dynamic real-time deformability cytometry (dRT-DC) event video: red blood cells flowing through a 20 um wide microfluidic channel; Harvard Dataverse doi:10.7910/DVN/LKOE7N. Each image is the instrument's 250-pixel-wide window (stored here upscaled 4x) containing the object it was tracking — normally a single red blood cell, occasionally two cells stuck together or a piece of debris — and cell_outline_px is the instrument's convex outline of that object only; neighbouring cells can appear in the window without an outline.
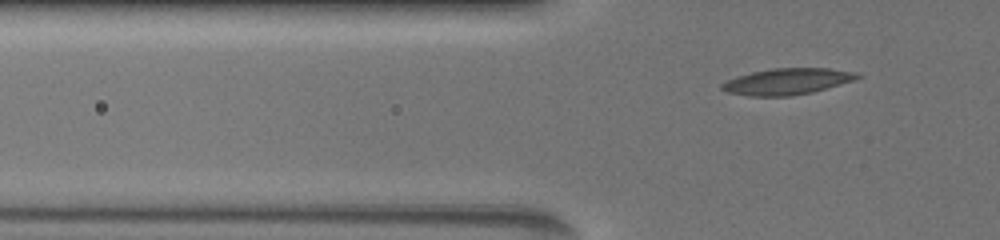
{"species": "common noctule bat (a hibernating species)", "species_latin": "Nyctalus noctula", "temperature_condition": "warm", "stored_images_in_passage": 32, "camera_frame_rate_fps": 3000, "um_per_image_px": 0.085, "animal": {"sex": "female", "body_mass_g": 19.5, "forearm_length_mm": 54.1}, "frame": {"image": 1, "passage_image": 5, "time_ms": 1.333, "image_size_px": [1000, 240], "cell_outline_px": [[860, 76], [852, 80], [812, 92], [792, 96], [748, 96], [728, 92], [720, 88], [720, 84], [728, 80], [752, 72], [776, 68], [828, 68], [852, 72]], "centroid_in_image_um": [66.84, 6.93], "position_along_channel_um": 59.0, "area_um2": 20.23}}
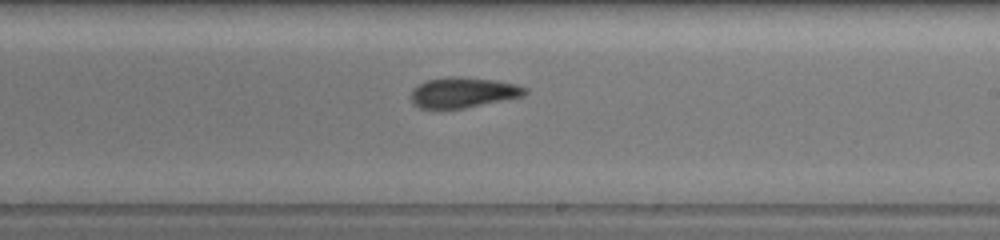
{"frame": {"image": 2, "passage_image": 15, "time_ms": 6.667, "image_size_px": [1000, 240], "cell_outline_px": [[528, 92], [524, 96], [464, 108], [420, 108], [412, 104], [412, 88], [428, 80], [456, 76], [496, 80], [516, 84], [528, 88]], "centroid_in_image_um": [39.4, 7.86], "position_along_channel_um": 249.6, "area_um2": 20.06}}
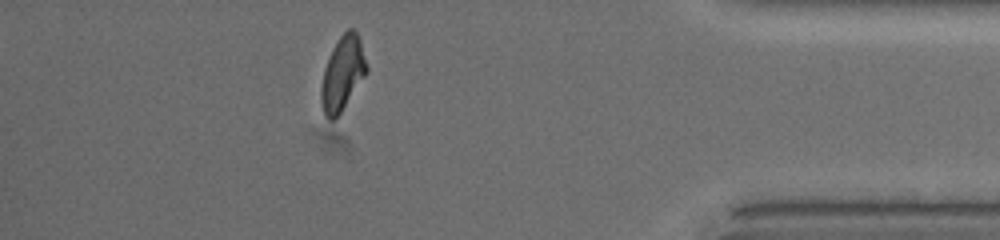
{"frame": {"image": 3, "passage_image": 28, "time_ms": 11.667, "image_size_px": [1000, 240], "cell_outline_px": [[368, 72], [336, 120], [328, 120], [324, 116], [320, 100], [320, 88], [324, 68], [332, 48], [340, 36], [348, 28], [352, 28], [356, 32], [360, 40], [368, 68]], "centroid_in_image_um": [29.1, 6.3], "position_along_channel_um": 406.1, "area_um2": 19.94}}